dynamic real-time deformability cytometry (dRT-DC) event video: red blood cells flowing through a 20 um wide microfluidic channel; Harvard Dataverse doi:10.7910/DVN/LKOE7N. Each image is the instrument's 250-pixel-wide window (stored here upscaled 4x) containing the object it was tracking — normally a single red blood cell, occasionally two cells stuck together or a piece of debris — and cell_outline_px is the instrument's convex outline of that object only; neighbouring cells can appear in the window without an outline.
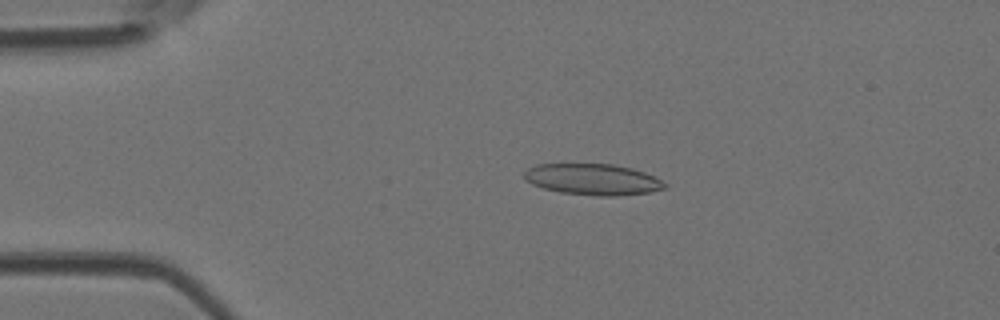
{"species": "Egyptian fruit bat (a non-hibernating species)", "species_latin": "Rousettus aegyptiacus", "temperature_condition": "room temperature", "stored_images_in_passage": 48, "camera_frame_rate_fps": 3000, "um_per_image_px": 0.085, "animal": {"sex": "female"}, "frame": {"image": 1, "passage_image": 10, "time_ms": 3.0, "image_size_px": [1000, 320], "cell_outline_px": [[668, 188], [648, 192], [616, 196], [596, 196], [560, 192], [544, 188], [532, 184], [524, 180], [524, 172], [528, 168], [536, 164], [612, 164], [632, 168], [656, 176], [668, 184]], "centroid_in_image_um": [50.41, 15.25], "position_along_channel_um": 34.6, "area_um2": 25.72}}
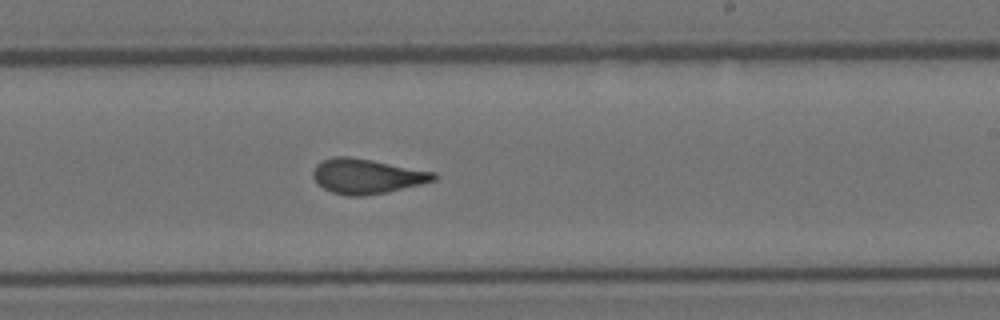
{"frame": {"image": 2, "passage_image": 29, "time_ms": 9.333, "image_size_px": [1000, 320], "cell_outline_px": [[436, 180], [388, 192], [360, 196], [348, 196], [332, 192], [316, 184], [312, 176], [312, 172], [316, 164], [324, 160], [336, 156], [348, 156], [372, 160], [436, 172]], "centroid_in_image_um": [31.15, 14.98], "position_along_channel_um": 257.8, "area_um2": 24.51}}
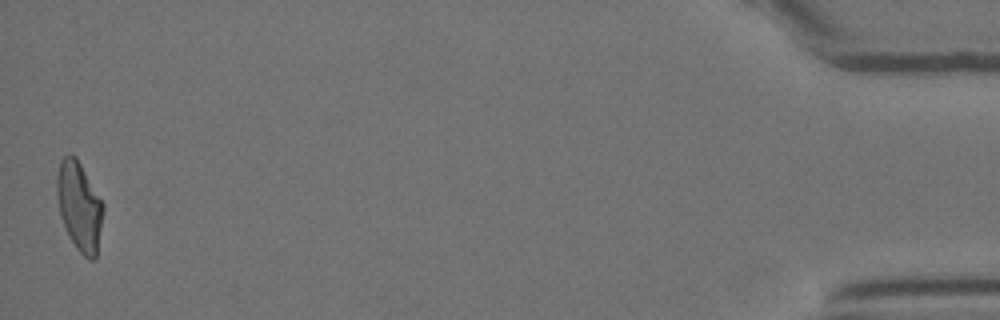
{"frame": {"image": 3, "passage_image": 48, "time_ms": 15.667, "image_size_px": [1000, 320], "cell_outline_px": [[104, 212], [96, 260], [88, 260], [76, 248], [68, 236], [60, 216], [56, 192], [56, 176], [60, 160], [64, 156], [76, 156], [104, 204]], "centroid_in_image_um": [6.75, 17.57], "position_along_channel_um": 428.5, "area_um2": 24.28}, "authors_computed_cell_mechanics": {"area_um2": 24.4783, "velocity_mm_per_s": 4.1608, "shape_relaxation_time_tau1_ms": 8.738, "shape_relaxation_time_tau2_ms": 1.4911, "deformation_change_tau1": 0.254, "deformation_change_tau2": 0.0923}}